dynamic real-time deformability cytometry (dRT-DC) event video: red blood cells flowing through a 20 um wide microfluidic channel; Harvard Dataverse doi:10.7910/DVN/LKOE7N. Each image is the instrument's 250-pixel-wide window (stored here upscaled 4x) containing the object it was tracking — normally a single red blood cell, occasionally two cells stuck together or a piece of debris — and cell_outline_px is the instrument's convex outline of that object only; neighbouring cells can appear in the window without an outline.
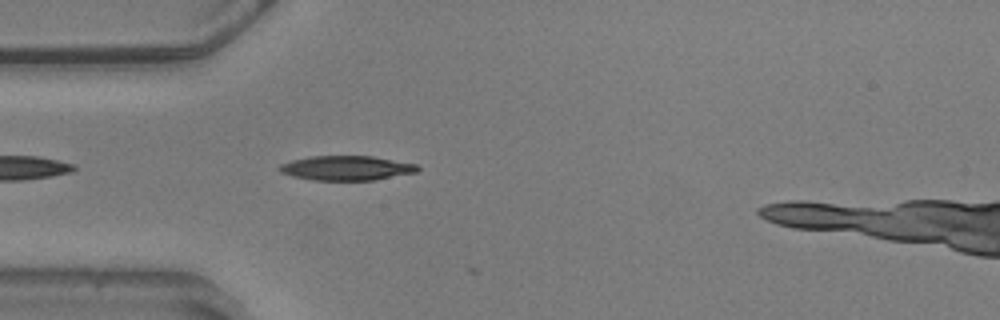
{"species": "common noctule bat (a hibernating species)", "species_latin": "Nyctalus noctula", "temperature_condition": "warm", "stored_images_in_passage": 3, "camera_frame_rate_fps": 3000, "um_per_image_px": 0.085, "animal": {"sex": "male", "body_mass_g": 20.5, "forearm_length_mm": 52.5}, "frame": {"image": 1, "passage_image": 1, "time_ms": 0.0, "image_size_px": [1000, 320], "cell_outline_px": [[420, 168], [416, 172], [372, 180], [312, 180], [292, 176], [280, 172], [276, 168], [280, 164], [292, 160], [312, 156], [372, 156], [416, 164]], "centroid_in_image_um": [29.4, 14.28], "position_along_channel_um": 55.6, "area_um2": 19.65}}